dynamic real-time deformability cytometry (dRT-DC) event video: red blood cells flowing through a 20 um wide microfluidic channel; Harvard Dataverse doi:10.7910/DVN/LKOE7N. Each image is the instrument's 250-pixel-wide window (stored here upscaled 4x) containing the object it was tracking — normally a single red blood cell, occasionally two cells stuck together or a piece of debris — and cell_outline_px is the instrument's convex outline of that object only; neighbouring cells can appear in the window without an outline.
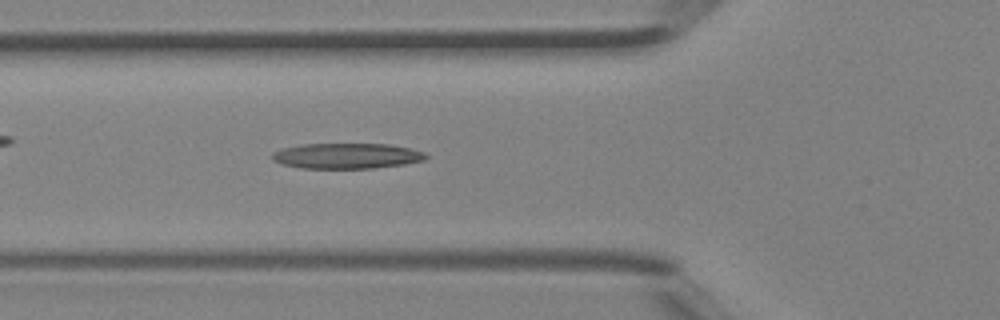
{"species": "Egyptian fruit bat (a non-hibernating species)", "species_latin": "Rousettus aegyptiacus", "temperature_condition": "room temperature", "stored_images_in_passage": 32, "camera_frame_rate_fps": 3000, "um_per_image_px": 0.085, "animal": {"sex": "female"}, "frame": {"image": 1, "passage_image": 3, "time_ms": 0.667, "image_size_px": [1000, 320], "cell_outline_px": [[428, 156], [424, 160], [404, 164], [372, 168], [300, 168], [280, 164], [272, 160], [272, 152], [280, 148], [300, 144], [388, 144], [408, 148], [424, 152]], "centroid_in_image_um": [29.4, 13.25], "position_along_channel_um": 96.4, "area_um2": 22.89}}
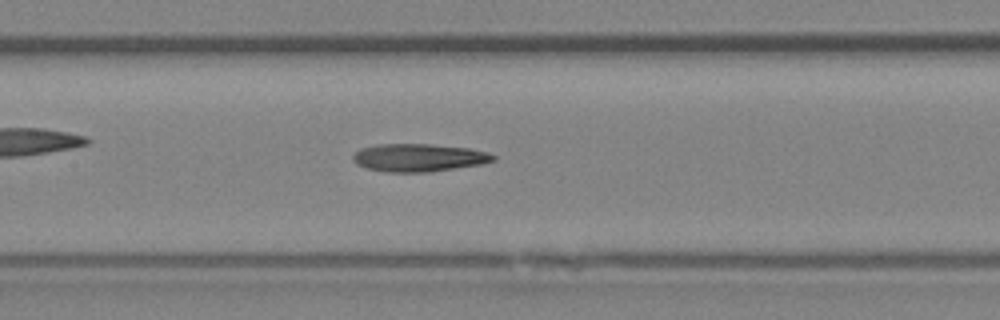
{"frame": {"image": 2, "passage_image": 8, "time_ms": 2.333, "image_size_px": [1000, 320], "cell_outline_px": [[496, 160], [480, 164], [432, 172], [384, 172], [364, 168], [356, 164], [352, 160], [352, 156], [360, 148], [380, 144], [432, 144], [468, 148], [488, 152], [496, 156]], "centroid_in_image_um": [35.57, 13.41], "position_along_channel_um": 171.8, "area_um2": 22.95}}
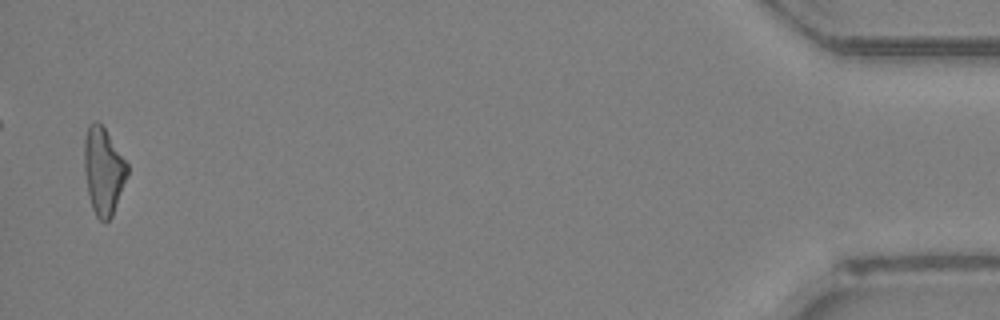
{"frame": {"image": 3, "passage_image": 31, "time_ms": 10.0, "image_size_px": [1000, 320], "cell_outline_px": [[128, 176], [112, 216], [108, 220], [100, 220], [96, 216], [92, 208], [88, 192], [84, 172], [84, 140], [88, 128], [96, 120], [104, 128], [128, 164]], "centroid_in_image_um": [8.79, 14.55], "position_along_channel_um": 426.4, "area_um2": 21.62}, "authors_computed_cell_mechanics": {"area_um2": 22.1663, "velocity_mm_per_s": 4.5282, "shape_relaxation_time_tau1_ms": 5.8875, "shape_relaxation_time_tau2_ms": 5.4814, "deformation_change_tau1": 0.1965, "deformation_change_tau2": 0.212}}